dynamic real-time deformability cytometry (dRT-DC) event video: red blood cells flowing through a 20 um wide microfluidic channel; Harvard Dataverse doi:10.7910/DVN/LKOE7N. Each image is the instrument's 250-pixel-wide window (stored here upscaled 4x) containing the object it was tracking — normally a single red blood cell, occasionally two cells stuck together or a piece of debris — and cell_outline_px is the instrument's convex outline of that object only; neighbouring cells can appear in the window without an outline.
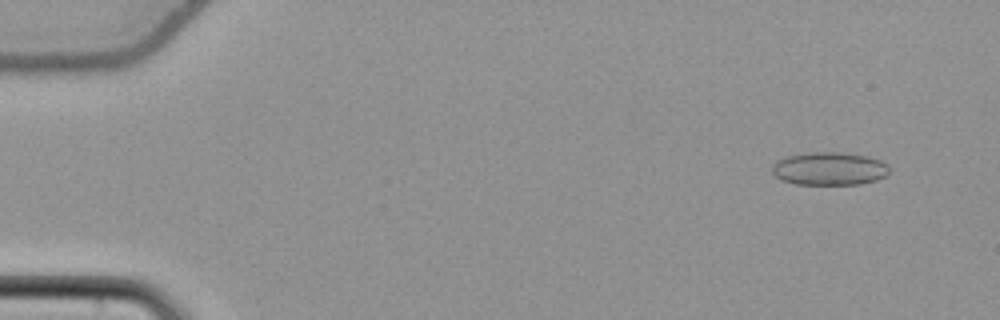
{"species": "common noctule bat (a hibernating species)", "species_latin": "Nyctalus noctula", "temperature_condition": "cold", "stored_images_in_passage": 55, "camera_frame_rate_fps": 3000, "um_per_image_px": 0.085, "animal": {"sex": "female", "body_mass_g": 22.7, "forearm_length_mm": 54.2}, "frame": {"image": 1, "passage_image": 5, "time_ms": 1.333, "image_size_px": [1000, 320], "cell_outline_px": [[888, 172], [884, 176], [876, 180], [860, 184], [796, 184], [780, 180], [772, 172], [772, 164], [776, 160], [784, 156], [812, 152], [840, 152], [868, 156], [880, 160], [888, 164]], "centroid_in_image_um": [70.46, 14.33], "position_along_channel_um": 14.5, "area_um2": 22.72}}
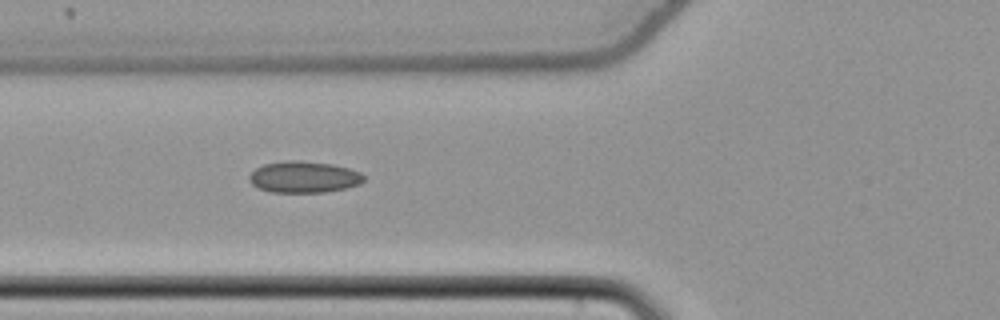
{"frame": {"image": 2, "passage_image": 22, "time_ms": 7.0, "image_size_px": [1000, 320], "cell_outline_px": [[364, 180], [360, 184], [344, 188], [324, 192], [272, 192], [260, 188], [252, 184], [248, 180], [248, 176], [256, 168], [264, 164], [288, 160], [300, 160], [332, 164], [348, 168], [360, 172], [364, 176]], "centroid_in_image_um": [25.82, 15.04], "position_along_channel_um": 100.0, "area_um2": 20.92}}
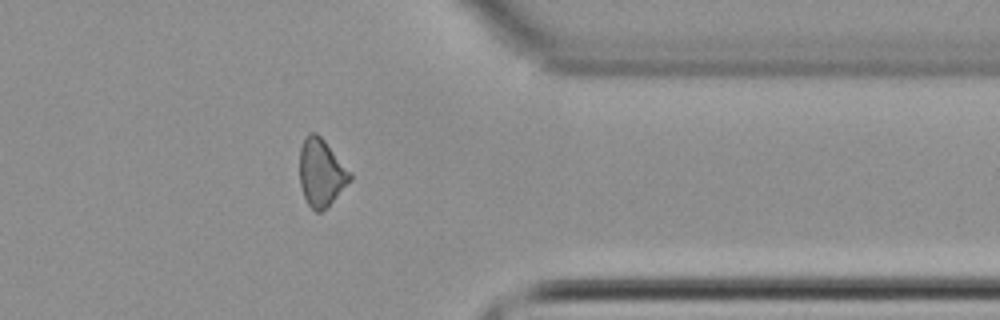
{"frame": {"image": 3, "passage_image": 45, "time_ms": 14.667, "image_size_px": [1000, 320], "cell_outline_px": [[352, 180], [320, 212], [316, 212], [308, 204], [304, 196], [300, 184], [300, 148], [304, 136], [308, 132], [316, 132], [324, 140], [352, 172]], "centroid_in_image_um": [27.3, 14.62], "position_along_channel_um": 384.1, "area_um2": 19.71}, "authors_computed_cell_mechanics": {"area_um2": 20.3456, "velocity_mm_per_s": 3.8305, "shape_relaxation_time_tau1_ms": null, "shape_relaxation_time_tau2_ms": 5.3887, "deformation_change_tau1": null, "deformation_change_tau2": 0.1178}}